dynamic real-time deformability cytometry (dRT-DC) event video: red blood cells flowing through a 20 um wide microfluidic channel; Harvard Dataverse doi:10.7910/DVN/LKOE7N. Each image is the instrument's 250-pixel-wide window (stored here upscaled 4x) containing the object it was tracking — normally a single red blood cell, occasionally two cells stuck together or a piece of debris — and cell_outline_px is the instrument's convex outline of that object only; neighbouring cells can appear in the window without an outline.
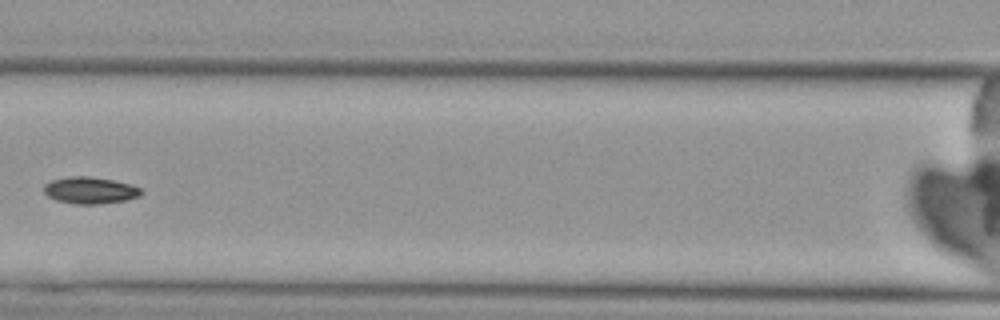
{"species": "Egyptian fruit bat (a non-hibernating species)", "species_latin": "Rousettus aegyptiacus", "temperature_condition": "cold", "stored_images_in_passage": 4, "camera_frame_rate_fps": 3000, "um_per_image_px": 0.085, "animal": {"sex": "female"}, "frame": {"image": 1, "passage_image": 4, "time_ms": 3.333, "image_size_px": [1000, 320], "cell_outline_px": [[144, 192], [140, 196], [124, 200], [100, 204], [72, 204], [56, 200], [48, 196], [44, 192], [44, 184], [52, 180], [68, 176], [88, 176], [112, 180], [128, 184], [140, 188]], "centroid_in_image_um": [7.63, 16.18], "position_along_channel_um": 159.0, "area_um2": 15.14}}